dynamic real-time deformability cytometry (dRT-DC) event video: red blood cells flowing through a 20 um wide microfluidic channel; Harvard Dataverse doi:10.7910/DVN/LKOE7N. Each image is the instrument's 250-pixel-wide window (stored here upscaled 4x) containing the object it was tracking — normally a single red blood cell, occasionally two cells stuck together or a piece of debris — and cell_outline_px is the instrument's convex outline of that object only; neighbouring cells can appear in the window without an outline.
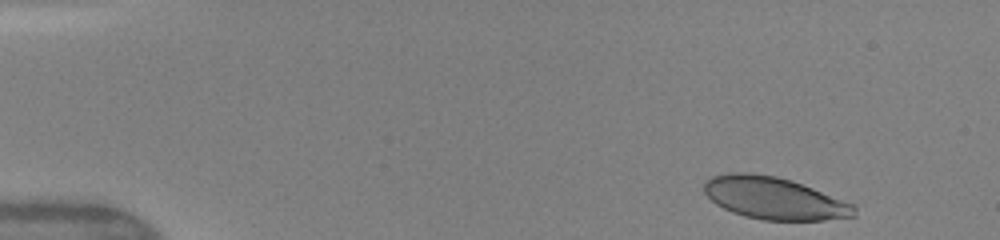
{"species": "human", "species_latin": "Homo sapiens", "temperature_condition": "warm", "stored_images_in_passage": 40, "camera_frame_rate_fps": 3000, "um_per_image_px": 0.085, "donor": {"sex": "female"}, "frame": {"image": 1, "passage_image": 2, "time_ms": 0.333, "image_size_px": [1000, 240], "cell_outline_px": [[856, 216], [824, 220], [764, 220], [744, 216], [732, 212], [716, 204], [704, 192], [704, 184], [712, 176], [728, 172], [748, 172], [776, 176], [792, 180], [856, 204]], "centroid_in_image_um": [65.84, 16.84], "position_along_channel_um": 19.2, "area_um2": 37.11}}
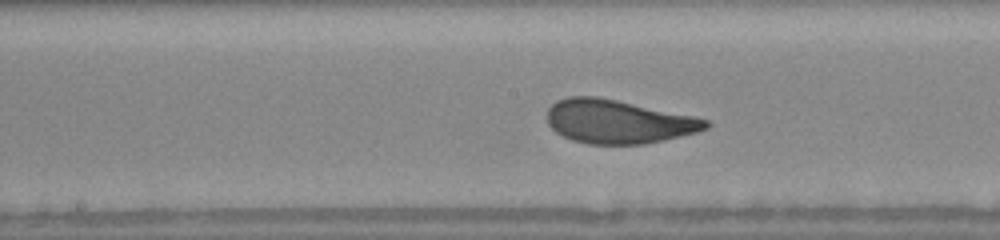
{"frame": {"image": 2, "passage_image": 23, "time_ms": 7.333, "image_size_px": [1000, 240], "cell_outline_px": [[712, 124], [708, 128], [696, 132], [664, 140], [644, 144], [588, 144], [572, 140], [556, 132], [548, 124], [548, 108], [556, 100], [568, 96], [596, 96], [696, 116], [708, 120]], "centroid_in_image_um": [52.55, 10.33], "position_along_channel_um": 195.6, "area_um2": 40.4}}
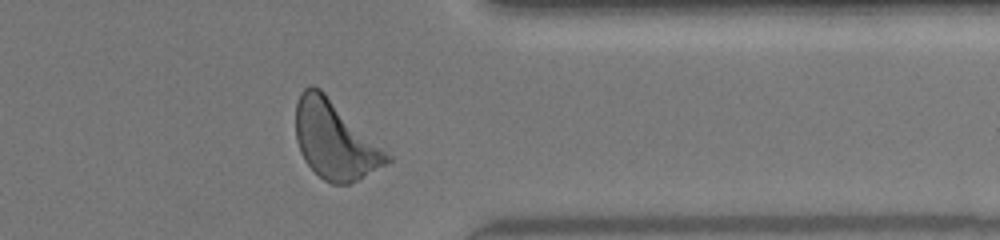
{"frame": {"image": 3, "passage_image": 37, "time_ms": 12.0, "image_size_px": [1000, 240], "cell_outline_px": [[392, 160], [356, 180], [348, 184], [332, 184], [324, 180], [304, 160], [300, 152], [296, 140], [296, 104], [300, 92], [304, 88], [312, 84], [320, 88], [392, 156]], "centroid_in_image_um": [28.43, 11.88], "position_along_channel_um": 383.0, "area_um2": 40.98}, "authors_computed_cell_mechanics": {"area_um2": 40.171, "velocity_mm_per_s": 4.12, "shape_relaxation_time_tau1_ms": 2.9608, "shape_relaxation_time_tau2_ms": 0.7427, "deformation_change_tau1": 0.1422, "deformation_change_tau2": 0.0703}}